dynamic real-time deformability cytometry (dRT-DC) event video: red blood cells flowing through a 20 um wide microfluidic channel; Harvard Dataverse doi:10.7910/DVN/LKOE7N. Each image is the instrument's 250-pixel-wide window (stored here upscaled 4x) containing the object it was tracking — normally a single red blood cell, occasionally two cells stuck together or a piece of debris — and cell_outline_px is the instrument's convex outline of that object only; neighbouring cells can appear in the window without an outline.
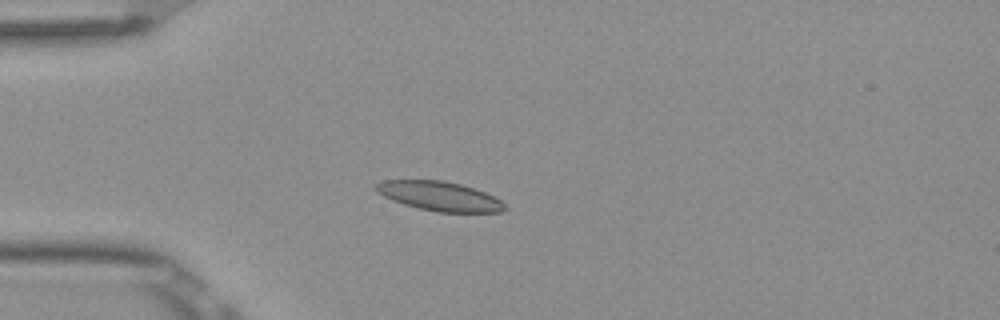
{"species": "Egyptian fruit bat (a non-hibernating species)", "species_latin": "Rousettus aegyptiacus", "temperature_condition": "room temperature", "stored_images_in_passage": 5, "camera_frame_rate_fps": 3000, "um_per_image_px": 0.085, "frame": {"image": 1, "passage_image": 5, "time_ms": 1.333, "image_size_px": [1000, 320], "cell_outline_px": [[508, 208], [500, 212], [436, 212], [404, 204], [392, 200], [376, 192], [376, 184], [384, 180], [444, 180], [460, 184], [484, 192], [500, 200]], "centroid_in_image_um": [37.36, 16.67], "position_along_channel_um": 47.6, "area_um2": 21.79}}